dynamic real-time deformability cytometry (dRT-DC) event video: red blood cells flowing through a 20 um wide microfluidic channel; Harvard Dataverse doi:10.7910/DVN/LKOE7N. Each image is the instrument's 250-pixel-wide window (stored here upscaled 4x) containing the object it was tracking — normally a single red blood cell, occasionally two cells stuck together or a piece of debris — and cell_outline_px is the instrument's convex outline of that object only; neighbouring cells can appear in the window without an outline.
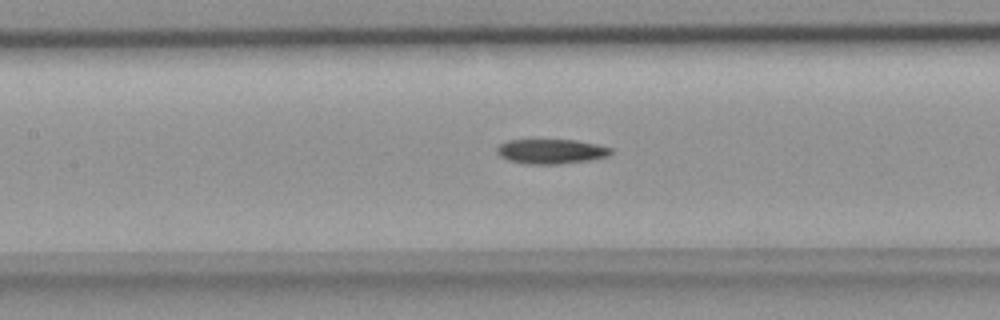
{"species": "common noctule bat (a hibernating species)", "species_latin": "Nyctalus noctula", "temperature_condition": "room temperature", "stored_images_in_passage": 35, "camera_frame_rate_fps": 3000, "um_per_image_px": 0.085, "animal": {"sex": "female", "body_mass_g": 18.4}, "frame": {"image": 1, "passage_image": 8, "time_ms": 2.333, "image_size_px": [1000, 320], "cell_outline_px": [[612, 152], [608, 156], [592, 160], [556, 164], [532, 164], [508, 160], [500, 156], [496, 152], [496, 148], [500, 144], [508, 140], [576, 140], [596, 144], [612, 148]], "centroid_in_image_um": [46.86, 12.87], "position_along_channel_um": 160.5, "area_um2": 16.36}}
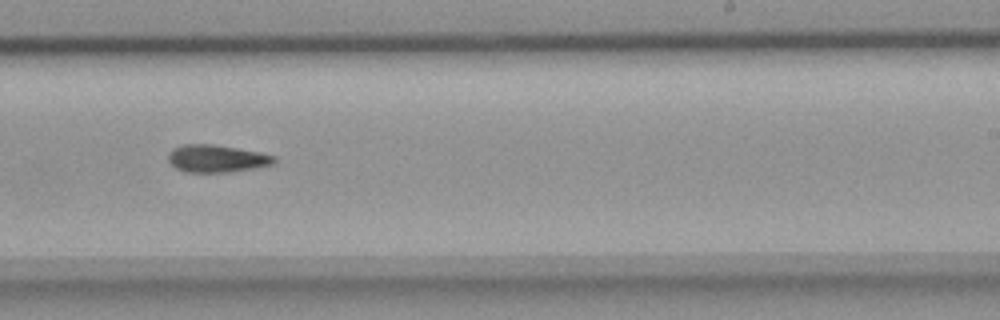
{"frame": {"image": 2, "passage_image": 16, "time_ms": 5.0, "image_size_px": [1000, 320], "cell_outline_px": [[276, 160], [272, 164], [252, 168], [228, 172], [188, 172], [176, 168], [168, 160], [168, 152], [172, 148], [184, 144], [212, 144], [260, 152], [276, 156]], "centroid_in_image_um": [18.39, 13.47], "position_along_channel_um": 270.6, "area_um2": 16.82}}
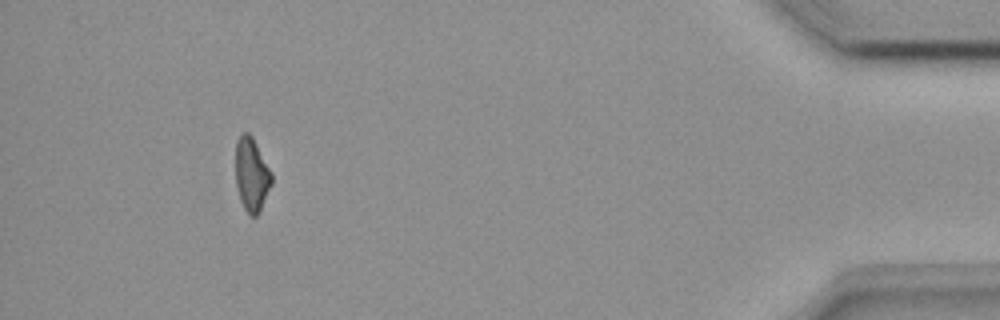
{"frame": {"image": 3, "passage_image": 31, "time_ms": 10.0, "image_size_px": [1000, 320], "cell_outline_px": [[272, 184], [256, 216], [248, 216], [240, 200], [236, 184], [236, 140], [244, 132], [248, 132], [252, 136], [272, 172]], "centroid_in_image_um": [21.38, 14.83], "position_along_channel_um": 413.8, "area_um2": 15.37}}